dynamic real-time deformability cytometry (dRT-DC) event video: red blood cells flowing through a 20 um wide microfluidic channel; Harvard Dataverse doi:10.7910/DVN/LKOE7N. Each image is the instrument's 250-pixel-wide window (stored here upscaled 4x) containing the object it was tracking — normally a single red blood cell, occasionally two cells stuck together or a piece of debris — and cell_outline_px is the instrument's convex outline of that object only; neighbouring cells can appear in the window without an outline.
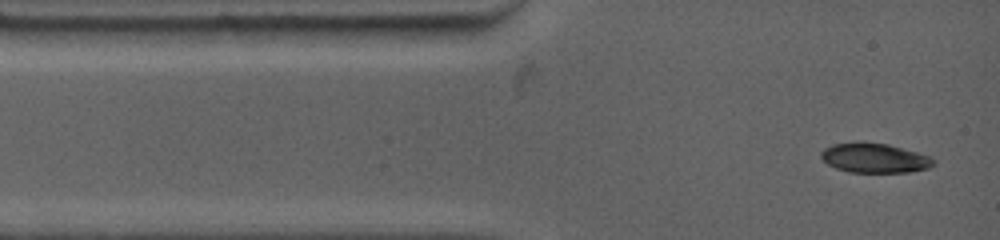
{"species": "common noctule bat (a hibernating species)", "species_latin": "Nyctalus noctula", "temperature_condition": "warm", "stored_images_in_passage": 66, "camera_frame_rate_fps": 4500, "um_per_image_px": 0.085, "animal": {"sex": "female", "body_mass_g": 19.0, "forearm_length_mm": 53.3}, "frame": {"image": 1, "passage_image": 1, "time_ms": 0.0, "image_size_px": [1000, 240], "cell_outline_px": [[936, 164], [928, 168], [908, 172], [848, 172], [836, 168], [828, 164], [820, 156], [820, 152], [824, 148], [832, 144], [888, 144], [932, 156], [936, 160]], "centroid_in_image_um": [74.39, 13.46], "position_along_channel_um": 10.6, "area_um2": 19.02}}
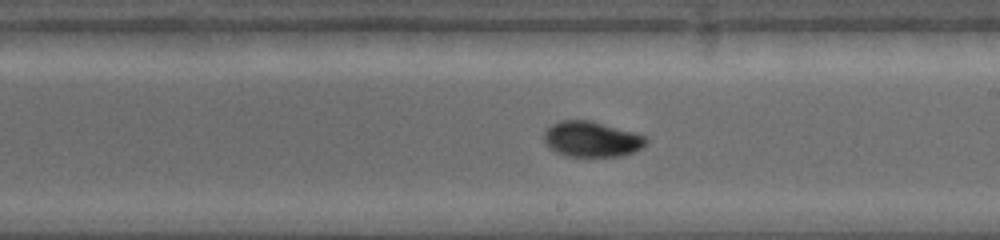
{"frame": {"image": 2, "passage_image": 29, "time_ms": 6.889, "image_size_px": [1000, 240], "cell_outline_px": [[648, 140], [644, 148], [636, 152], [616, 156], [564, 156], [556, 152], [544, 140], [544, 132], [552, 124], [560, 120], [592, 120], [632, 132], [644, 136]], "centroid_in_image_um": [50.31, 11.83], "position_along_channel_um": 238.7, "area_um2": 21.04}}
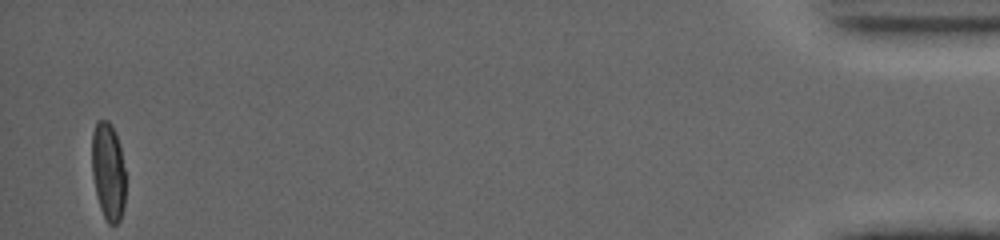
{"frame": {"image": 3, "passage_image": 66, "time_ms": 15.556, "image_size_px": [1000, 240], "cell_outline_px": [[124, 204], [120, 220], [116, 224], [108, 224], [100, 208], [96, 192], [92, 172], [92, 132], [96, 120], [108, 120], [112, 124], [116, 132], [120, 148], [124, 168]], "centroid_in_image_um": [9.18, 14.52], "position_along_channel_um": 426.0, "area_um2": 19.13}, "authors_computed_cell_mechanics": {"area_um2": 20.0566, "velocity_mm_per_s": 3.803, "shape_relaxation_time_tau1_ms": 7.9806, "shape_relaxation_time_tau2_ms": null, "deformation_change_tau1": 0.2405, "deformation_change_tau2": null}}